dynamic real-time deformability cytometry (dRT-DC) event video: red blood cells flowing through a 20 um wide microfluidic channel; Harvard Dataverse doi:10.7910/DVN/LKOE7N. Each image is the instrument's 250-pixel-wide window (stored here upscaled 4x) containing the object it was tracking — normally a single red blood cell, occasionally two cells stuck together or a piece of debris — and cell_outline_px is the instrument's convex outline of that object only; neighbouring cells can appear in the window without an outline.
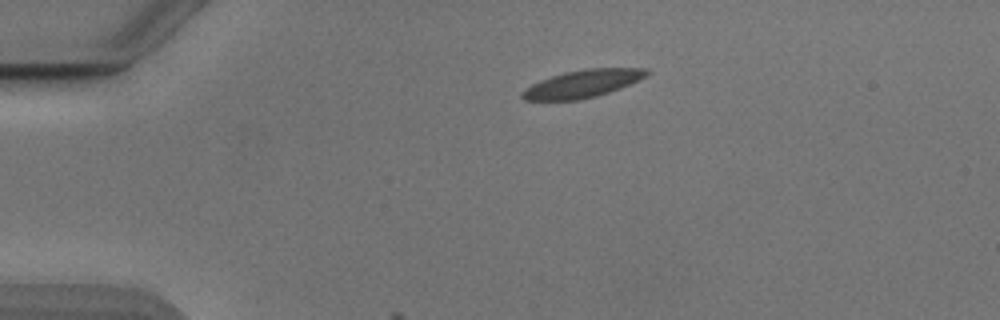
{"species": "Egyptian fruit bat (a non-hibernating species)", "species_latin": "Rousettus aegyptiacus", "temperature_condition": "cold", "stored_images_in_passage": 6, "camera_frame_rate_fps": 3000, "um_per_image_px": 0.085, "animal": {"sex": "male"}, "frame": {"image": 1, "passage_image": 1, "time_ms": 0.0, "image_size_px": [1000, 320], "cell_outline_px": [[652, 72], [620, 88], [596, 96], [576, 100], [524, 100], [520, 96], [520, 92], [532, 84], [540, 80], [564, 72], [584, 68], [648, 68]], "centroid_in_image_um": [49.49, 7.11], "position_along_channel_um": 35.5, "area_um2": 19.88}}